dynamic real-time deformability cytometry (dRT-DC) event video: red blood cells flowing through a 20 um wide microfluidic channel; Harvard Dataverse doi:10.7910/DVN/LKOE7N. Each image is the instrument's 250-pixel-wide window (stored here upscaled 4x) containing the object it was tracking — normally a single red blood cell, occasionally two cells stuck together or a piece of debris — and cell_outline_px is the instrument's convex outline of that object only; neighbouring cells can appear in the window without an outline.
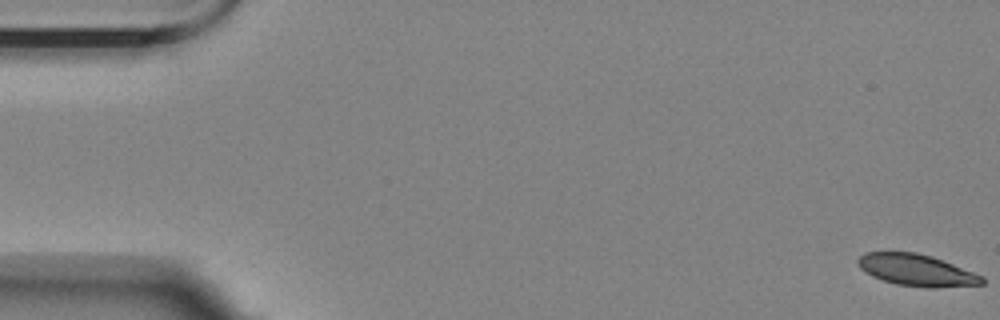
{"species": "Egyptian fruit bat (a non-hibernating species)", "species_latin": "Rousettus aegyptiacus", "temperature_condition": "room temperature", "stored_images_in_passage": 6, "camera_frame_rate_fps": 3000, "um_per_image_px": 0.085, "animal": {"sex": "female"}, "frame": {"image": 1, "passage_image": 1, "time_ms": 0.0, "image_size_px": [1000, 320], "cell_outline_px": [[984, 284], [936, 288], [928, 288], [896, 284], [872, 276], [860, 268], [856, 260], [864, 252], [916, 252], [932, 256], [984, 276]], "centroid_in_image_um": [77.92, 22.96], "position_along_channel_um": 7.1, "area_um2": 22.95}}
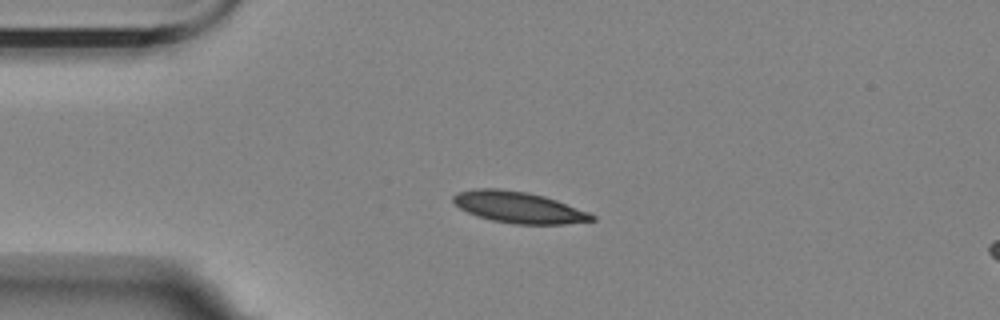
{"frame": {"image": 2, "passage_image": 4, "time_ms": 4.333, "image_size_px": [1000, 320], "cell_outline_px": [[596, 220], [564, 224], [516, 224], [492, 220], [468, 212], [460, 208], [452, 200], [452, 196], [460, 192], [472, 188], [500, 188], [528, 192], [544, 196], [556, 200], [588, 212], [596, 216]], "centroid_in_image_um": [44.09, 17.61], "position_along_channel_um": 40.9, "area_um2": 25.14}}